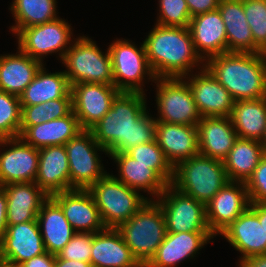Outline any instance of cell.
Instances as JSON below:
<instances>
[{
	"instance_id": "6da1fadb",
	"label": "cell",
	"mask_w": 266,
	"mask_h": 267,
	"mask_svg": "<svg viewBox=\"0 0 266 267\" xmlns=\"http://www.w3.org/2000/svg\"><path fill=\"white\" fill-rule=\"evenodd\" d=\"M144 93L119 92L107 114L89 130L107 155L155 140L156 120Z\"/></svg>"
},
{
	"instance_id": "7a4b0ae2",
	"label": "cell",
	"mask_w": 266,
	"mask_h": 267,
	"mask_svg": "<svg viewBox=\"0 0 266 267\" xmlns=\"http://www.w3.org/2000/svg\"><path fill=\"white\" fill-rule=\"evenodd\" d=\"M143 43L156 78L184 77L194 69L198 72L197 68L205 67V62L195 50L188 27L155 24Z\"/></svg>"
},
{
	"instance_id": "3957f363",
	"label": "cell",
	"mask_w": 266,
	"mask_h": 267,
	"mask_svg": "<svg viewBox=\"0 0 266 267\" xmlns=\"http://www.w3.org/2000/svg\"><path fill=\"white\" fill-rule=\"evenodd\" d=\"M205 67L234 101L266 97V54L224 53L211 57Z\"/></svg>"
},
{
	"instance_id": "277c9868",
	"label": "cell",
	"mask_w": 266,
	"mask_h": 267,
	"mask_svg": "<svg viewBox=\"0 0 266 267\" xmlns=\"http://www.w3.org/2000/svg\"><path fill=\"white\" fill-rule=\"evenodd\" d=\"M133 256L144 267L162 244L166 221L160 205L148 200L131 218L116 228Z\"/></svg>"
},
{
	"instance_id": "5b68a950",
	"label": "cell",
	"mask_w": 266,
	"mask_h": 267,
	"mask_svg": "<svg viewBox=\"0 0 266 267\" xmlns=\"http://www.w3.org/2000/svg\"><path fill=\"white\" fill-rule=\"evenodd\" d=\"M229 181L223 161L197 154L173 168L171 185L206 205Z\"/></svg>"
},
{
	"instance_id": "8992f818",
	"label": "cell",
	"mask_w": 266,
	"mask_h": 267,
	"mask_svg": "<svg viewBox=\"0 0 266 267\" xmlns=\"http://www.w3.org/2000/svg\"><path fill=\"white\" fill-rule=\"evenodd\" d=\"M88 190L94 197L106 228H117L150 200L116 179L112 173H106Z\"/></svg>"
},
{
	"instance_id": "52a82bcc",
	"label": "cell",
	"mask_w": 266,
	"mask_h": 267,
	"mask_svg": "<svg viewBox=\"0 0 266 267\" xmlns=\"http://www.w3.org/2000/svg\"><path fill=\"white\" fill-rule=\"evenodd\" d=\"M76 39V40H75ZM74 39L62 58L63 70L70 85L77 83L113 84L112 63L108 49L104 52L88 36Z\"/></svg>"
},
{
	"instance_id": "ba28073f",
	"label": "cell",
	"mask_w": 266,
	"mask_h": 267,
	"mask_svg": "<svg viewBox=\"0 0 266 267\" xmlns=\"http://www.w3.org/2000/svg\"><path fill=\"white\" fill-rule=\"evenodd\" d=\"M108 51L112 63L114 86L120 92L146 94L143 89L144 80L154 82L156 77L148 63L144 43L142 42L138 48L129 39L116 38L109 45Z\"/></svg>"
},
{
	"instance_id": "9c48e42d",
	"label": "cell",
	"mask_w": 266,
	"mask_h": 267,
	"mask_svg": "<svg viewBox=\"0 0 266 267\" xmlns=\"http://www.w3.org/2000/svg\"><path fill=\"white\" fill-rule=\"evenodd\" d=\"M156 121L197 126L201 120L196 103L183 77L156 78Z\"/></svg>"
},
{
	"instance_id": "30bf717a",
	"label": "cell",
	"mask_w": 266,
	"mask_h": 267,
	"mask_svg": "<svg viewBox=\"0 0 266 267\" xmlns=\"http://www.w3.org/2000/svg\"><path fill=\"white\" fill-rule=\"evenodd\" d=\"M65 147L70 170V190L89 189L107 173L98 151L105 155L107 152L96 142L90 130L81 131Z\"/></svg>"
},
{
	"instance_id": "8fae6325",
	"label": "cell",
	"mask_w": 266,
	"mask_h": 267,
	"mask_svg": "<svg viewBox=\"0 0 266 267\" xmlns=\"http://www.w3.org/2000/svg\"><path fill=\"white\" fill-rule=\"evenodd\" d=\"M72 31V26L65 19L58 17L44 24L21 29L15 35L18 41L17 48L42 64L43 59L53 53H58L57 57L61 61L71 47V42H74Z\"/></svg>"
},
{
	"instance_id": "7c38bea8",
	"label": "cell",
	"mask_w": 266,
	"mask_h": 267,
	"mask_svg": "<svg viewBox=\"0 0 266 267\" xmlns=\"http://www.w3.org/2000/svg\"><path fill=\"white\" fill-rule=\"evenodd\" d=\"M155 201L163 211L168 233L211 232L206 221L205 205L171 184Z\"/></svg>"
},
{
	"instance_id": "4fadbf2b",
	"label": "cell",
	"mask_w": 266,
	"mask_h": 267,
	"mask_svg": "<svg viewBox=\"0 0 266 267\" xmlns=\"http://www.w3.org/2000/svg\"><path fill=\"white\" fill-rule=\"evenodd\" d=\"M0 149V187L10 183L35 182L39 149L21 137L0 139Z\"/></svg>"
},
{
	"instance_id": "5bb4252c",
	"label": "cell",
	"mask_w": 266,
	"mask_h": 267,
	"mask_svg": "<svg viewBox=\"0 0 266 267\" xmlns=\"http://www.w3.org/2000/svg\"><path fill=\"white\" fill-rule=\"evenodd\" d=\"M119 92L114 84L87 82L71 85L73 112L81 127L89 130L101 120Z\"/></svg>"
},
{
	"instance_id": "9a60e30c",
	"label": "cell",
	"mask_w": 266,
	"mask_h": 267,
	"mask_svg": "<svg viewBox=\"0 0 266 267\" xmlns=\"http://www.w3.org/2000/svg\"><path fill=\"white\" fill-rule=\"evenodd\" d=\"M183 78L188 82L201 117L231 116L233 98L206 67L195 75L191 73Z\"/></svg>"
},
{
	"instance_id": "2e32d148",
	"label": "cell",
	"mask_w": 266,
	"mask_h": 267,
	"mask_svg": "<svg viewBox=\"0 0 266 267\" xmlns=\"http://www.w3.org/2000/svg\"><path fill=\"white\" fill-rule=\"evenodd\" d=\"M250 206L243 182L229 181L205 205L206 221L216 237Z\"/></svg>"
},
{
	"instance_id": "e0dca14e",
	"label": "cell",
	"mask_w": 266,
	"mask_h": 267,
	"mask_svg": "<svg viewBox=\"0 0 266 267\" xmlns=\"http://www.w3.org/2000/svg\"><path fill=\"white\" fill-rule=\"evenodd\" d=\"M50 197L61 207L75 232L96 233L106 228L88 189H72Z\"/></svg>"
},
{
	"instance_id": "ac0fdd59",
	"label": "cell",
	"mask_w": 266,
	"mask_h": 267,
	"mask_svg": "<svg viewBox=\"0 0 266 267\" xmlns=\"http://www.w3.org/2000/svg\"><path fill=\"white\" fill-rule=\"evenodd\" d=\"M45 252L37 219L8 225L0 239V257L14 263L22 264Z\"/></svg>"
},
{
	"instance_id": "d6986e66",
	"label": "cell",
	"mask_w": 266,
	"mask_h": 267,
	"mask_svg": "<svg viewBox=\"0 0 266 267\" xmlns=\"http://www.w3.org/2000/svg\"><path fill=\"white\" fill-rule=\"evenodd\" d=\"M219 235L239 251V261L266 254V232L256 213L248 207Z\"/></svg>"
},
{
	"instance_id": "ffe728a7",
	"label": "cell",
	"mask_w": 266,
	"mask_h": 267,
	"mask_svg": "<svg viewBox=\"0 0 266 267\" xmlns=\"http://www.w3.org/2000/svg\"><path fill=\"white\" fill-rule=\"evenodd\" d=\"M214 237L211 232H167L157 252L144 267H177L185 259L196 257Z\"/></svg>"
},
{
	"instance_id": "44dd1931",
	"label": "cell",
	"mask_w": 266,
	"mask_h": 267,
	"mask_svg": "<svg viewBox=\"0 0 266 267\" xmlns=\"http://www.w3.org/2000/svg\"><path fill=\"white\" fill-rule=\"evenodd\" d=\"M155 139L173 168L199 154L197 126L156 121Z\"/></svg>"
},
{
	"instance_id": "7402d4cb",
	"label": "cell",
	"mask_w": 266,
	"mask_h": 267,
	"mask_svg": "<svg viewBox=\"0 0 266 267\" xmlns=\"http://www.w3.org/2000/svg\"><path fill=\"white\" fill-rule=\"evenodd\" d=\"M188 28L195 50L204 62L227 53L226 29L218 9L194 16Z\"/></svg>"
},
{
	"instance_id": "603a6c76",
	"label": "cell",
	"mask_w": 266,
	"mask_h": 267,
	"mask_svg": "<svg viewBox=\"0 0 266 267\" xmlns=\"http://www.w3.org/2000/svg\"><path fill=\"white\" fill-rule=\"evenodd\" d=\"M35 183L49 197L58 192L70 190V170L65 145L39 149Z\"/></svg>"
},
{
	"instance_id": "cb8c5ba5",
	"label": "cell",
	"mask_w": 266,
	"mask_h": 267,
	"mask_svg": "<svg viewBox=\"0 0 266 267\" xmlns=\"http://www.w3.org/2000/svg\"><path fill=\"white\" fill-rule=\"evenodd\" d=\"M1 188L7 198V225L36 220L49 198L35 182L10 183Z\"/></svg>"
},
{
	"instance_id": "d4e9b609",
	"label": "cell",
	"mask_w": 266,
	"mask_h": 267,
	"mask_svg": "<svg viewBox=\"0 0 266 267\" xmlns=\"http://www.w3.org/2000/svg\"><path fill=\"white\" fill-rule=\"evenodd\" d=\"M197 130L199 154L221 161L238 138L230 117H202Z\"/></svg>"
},
{
	"instance_id": "484cf974",
	"label": "cell",
	"mask_w": 266,
	"mask_h": 267,
	"mask_svg": "<svg viewBox=\"0 0 266 267\" xmlns=\"http://www.w3.org/2000/svg\"><path fill=\"white\" fill-rule=\"evenodd\" d=\"M90 262L93 267H143L116 228H105L93 235Z\"/></svg>"
},
{
	"instance_id": "4316f807",
	"label": "cell",
	"mask_w": 266,
	"mask_h": 267,
	"mask_svg": "<svg viewBox=\"0 0 266 267\" xmlns=\"http://www.w3.org/2000/svg\"><path fill=\"white\" fill-rule=\"evenodd\" d=\"M108 157L117 164L118 177L116 179L123 182L128 187L137 191H144L147 195L153 196L150 200H155L169 185L151 165H144L133 159L126 152L112 153Z\"/></svg>"
},
{
	"instance_id": "83f0119b",
	"label": "cell",
	"mask_w": 266,
	"mask_h": 267,
	"mask_svg": "<svg viewBox=\"0 0 266 267\" xmlns=\"http://www.w3.org/2000/svg\"><path fill=\"white\" fill-rule=\"evenodd\" d=\"M37 222L45 250L53 255H57L76 233L51 197L42 204Z\"/></svg>"
},
{
	"instance_id": "f1b7e54d",
	"label": "cell",
	"mask_w": 266,
	"mask_h": 267,
	"mask_svg": "<svg viewBox=\"0 0 266 267\" xmlns=\"http://www.w3.org/2000/svg\"><path fill=\"white\" fill-rule=\"evenodd\" d=\"M218 10L221 13L227 36V52L255 53L252 32L241 0H220Z\"/></svg>"
},
{
	"instance_id": "f546056e",
	"label": "cell",
	"mask_w": 266,
	"mask_h": 267,
	"mask_svg": "<svg viewBox=\"0 0 266 267\" xmlns=\"http://www.w3.org/2000/svg\"><path fill=\"white\" fill-rule=\"evenodd\" d=\"M17 49L15 54L0 55V90L20 96L43 64Z\"/></svg>"
},
{
	"instance_id": "4dcf8cb0",
	"label": "cell",
	"mask_w": 266,
	"mask_h": 267,
	"mask_svg": "<svg viewBox=\"0 0 266 267\" xmlns=\"http://www.w3.org/2000/svg\"><path fill=\"white\" fill-rule=\"evenodd\" d=\"M84 129L72 111L63 118L28 127L20 137L31 146L41 149L48 146L65 145Z\"/></svg>"
},
{
	"instance_id": "1f68e13d",
	"label": "cell",
	"mask_w": 266,
	"mask_h": 267,
	"mask_svg": "<svg viewBox=\"0 0 266 267\" xmlns=\"http://www.w3.org/2000/svg\"><path fill=\"white\" fill-rule=\"evenodd\" d=\"M47 72L45 64H43L33 81L20 94L21 106H32L50 100L72 98L71 85L64 71Z\"/></svg>"
},
{
	"instance_id": "d6a6232c",
	"label": "cell",
	"mask_w": 266,
	"mask_h": 267,
	"mask_svg": "<svg viewBox=\"0 0 266 267\" xmlns=\"http://www.w3.org/2000/svg\"><path fill=\"white\" fill-rule=\"evenodd\" d=\"M230 118L239 138L260 141L266 127V97L234 101Z\"/></svg>"
},
{
	"instance_id": "836d02e7",
	"label": "cell",
	"mask_w": 266,
	"mask_h": 267,
	"mask_svg": "<svg viewBox=\"0 0 266 267\" xmlns=\"http://www.w3.org/2000/svg\"><path fill=\"white\" fill-rule=\"evenodd\" d=\"M263 156V147L259 141L238 137L223 160L229 180L246 183Z\"/></svg>"
},
{
	"instance_id": "e575fe53",
	"label": "cell",
	"mask_w": 266,
	"mask_h": 267,
	"mask_svg": "<svg viewBox=\"0 0 266 267\" xmlns=\"http://www.w3.org/2000/svg\"><path fill=\"white\" fill-rule=\"evenodd\" d=\"M56 3V0H13L9 8L15 19L14 25L9 28L12 34L57 19Z\"/></svg>"
},
{
	"instance_id": "d590c367",
	"label": "cell",
	"mask_w": 266,
	"mask_h": 267,
	"mask_svg": "<svg viewBox=\"0 0 266 267\" xmlns=\"http://www.w3.org/2000/svg\"><path fill=\"white\" fill-rule=\"evenodd\" d=\"M20 135L30 126L63 118L73 111L72 98L50 100L32 106H21Z\"/></svg>"
},
{
	"instance_id": "8d00e7d4",
	"label": "cell",
	"mask_w": 266,
	"mask_h": 267,
	"mask_svg": "<svg viewBox=\"0 0 266 267\" xmlns=\"http://www.w3.org/2000/svg\"><path fill=\"white\" fill-rule=\"evenodd\" d=\"M133 159L144 165H151L168 184L173 180V167L166 160L156 139L142 145H136L126 152Z\"/></svg>"
},
{
	"instance_id": "74e56055",
	"label": "cell",
	"mask_w": 266,
	"mask_h": 267,
	"mask_svg": "<svg viewBox=\"0 0 266 267\" xmlns=\"http://www.w3.org/2000/svg\"><path fill=\"white\" fill-rule=\"evenodd\" d=\"M21 114L19 96L0 90V139L20 137Z\"/></svg>"
},
{
	"instance_id": "f35d334b",
	"label": "cell",
	"mask_w": 266,
	"mask_h": 267,
	"mask_svg": "<svg viewBox=\"0 0 266 267\" xmlns=\"http://www.w3.org/2000/svg\"><path fill=\"white\" fill-rule=\"evenodd\" d=\"M243 9L255 43V53L266 54V0H245Z\"/></svg>"
},
{
	"instance_id": "ab89813d",
	"label": "cell",
	"mask_w": 266,
	"mask_h": 267,
	"mask_svg": "<svg viewBox=\"0 0 266 267\" xmlns=\"http://www.w3.org/2000/svg\"><path fill=\"white\" fill-rule=\"evenodd\" d=\"M156 24L161 26L189 27L191 15L186 0H158Z\"/></svg>"
},
{
	"instance_id": "60d3db41",
	"label": "cell",
	"mask_w": 266,
	"mask_h": 267,
	"mask_svg": "<svg viewBox=\"0 0 266 267\" xmlns=\"http://www.w3.org/2000/svg\"><path fill=\"white\" fill-rule=\"evenodd\" d=\"M94 234L76 232L57 256L60 259L90 262Z\"/></svg>"
},
{
	"instance_id": "b9f144b4",
	"label": "cell",
	"mask_w": 266,
	"mask_h": 267,
	"mask_svg": "<svg viewBox=\"0 0 266 267\" xmlns=\"http://www.w3.org/2000/svg\"><path fill=\"white\" fill-rule=\"evenodd\" d=\"M250 203L266 201V155H264L251 177L245 183Z\"/></svg>"
},
{
	"instance_id": "7bdbcfd3",
	"label": "cell",
	"mask_w": 266,
	"mask_h": 267,
	"mask_svg": "<svg viewBox=\"0 0 266 267\" xmlns=\"http://www.w3.org/2000/svg\"><path fill=\"white\" fill-rule=\"evenodd\" d=\"M220 0H186L191 18L218 9Z\"/></svg>"
},
{
	"instance_id": "ee69618b",
	"label": "cell",
	"mask_w": 266,
	"mask_h": 267,
	"mask_svg": "<svg viewBox=\"0 0 266 267\" xmlns=\"http://www.w3.org/2000/svg\"><path fill=\"white\" fill-rule=\"evenodd\" d=\"M22 267H55V255L47 251L39 256H35L25 262Z\"/></svg>"
},
{
	"instance_id": "f6af8a7d",
	"label": "cell",
	"mask_w": 266,
	"mask_h": 267,
	"mask_svg": "<svg viewBox=\"0 0 266 267\" xmlns=\"http://www.w3.org/2000/svg\"><path fill=\"white\" fill-rule=\"evenodd\" d=\"M7 198L5 191L0 187V239L7 230Z\"/></svg>"
},
{
	"instance_id": "bcb514c9",
	"label": "cell",
	"mask_w": 266,
	"mask_h": 267,
	"mask_svg": "<svg viewBox=\"0 0 266 267\" xmlns=\"http://www.w3.org/2000/svg\"><path fill=\"white\" fill-rule=\"evenodd\" d=\"M239 267H266V254L253 256L238 262Z\"/></svg>"
},
{
	"instance_id": "7dc6e473",
	"label": "cell",
	"mask_w": 266,
	"mask_h": 267,
	"mask_svg": "<svg viewBox=\"0 0 266 267\" xmlns=\"http://www.w3.org/2000/svg\"><path fill=\"white\" fill-rule=\"evenodd\" d=\"M249 207L256 213L261 226H263L266 232V201L259 203H250Z\"/></svg>"
},
{
	"instance_id": "c3c4849f",
	"label": "cell",
	"mask_w": 266,
	"mask_h": 267,
	"mask_svg": "<svg viewBox=\"0 0 266 267\" xmlns=\"http://www.w3.org/2000/svg\"><path fill=\"white\" fill-rule=\"evenodd\" d=\"M55 267H93L91 262L60 259L55 255Z\"/></svg>"
},
{
	"instance_id": "681fc988",
	"label": "cell",
	"mask_w": 266,
	"mask_h": 267,
	"mask_svg": "<svg viewBox=\"0 0 266 267\" xmlns=\"http://www.w3.org/2000/svg\"><path fill=\"white\" fill-rule=\"evenodd\" d=\"M0 267H22V265L0 257Z\"/></svg>"
},
{
	"instance_id": "f907efd6",
	"label": "cell",
	"mask_w": 266,
	"mask_h": 267,
	"mask_svg": "<svg viewBox=\"0 0 266 267\" xmlns=\"http://www.w3.org/2000/svg\"><path fill=\"white\" fill-rule=\"evenodd\" d=\"M259 142H260L261 146L263 147L264 155H266V127L264 130V134H263V136Z\"/></svg>"
}]
</instances>
